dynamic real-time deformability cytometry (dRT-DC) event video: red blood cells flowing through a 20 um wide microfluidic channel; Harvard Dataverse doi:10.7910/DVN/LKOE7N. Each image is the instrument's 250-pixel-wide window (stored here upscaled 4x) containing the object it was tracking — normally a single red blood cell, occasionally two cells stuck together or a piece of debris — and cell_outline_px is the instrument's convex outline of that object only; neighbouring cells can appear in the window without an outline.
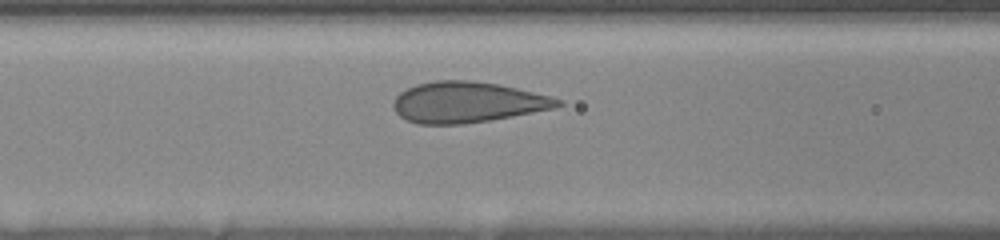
{"species": "human", "species_latin": "Homo sapiens", "temperature_condition": "room temperature", "stored_images_in_passage": 11, "camera_frame_rate_fps": 3000, "um_per_image_px": 0.085, "donor": {"sex": "female"}, "frame": {"image": 1, "passage_image": 10, "time_ms": 4.333, "image_size_px": [1000, 240], "cell_outline_px": [[564, 104], [556, 108], [512, 116], [464, 124], [416, 124], [404, 120], [396, 112], [392, 104], [396, 96], [400, 92], [416, 84], [436, 80], [472, 80], [500, 84], [552, 96], [564, 100]], "centroid_in_image_um": [39.74, 8.68], "position_along_channel_um": 126.9, "area_um2": 39.42}}